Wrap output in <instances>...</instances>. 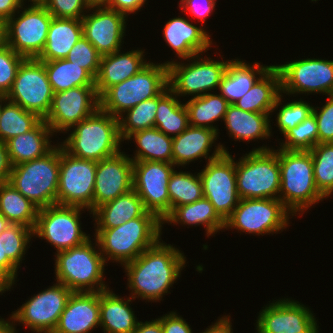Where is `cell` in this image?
Listing matches in <instances>:
<instances>
[{
  "label": "cell",
  "instance_id": "cell-1",
  "mask_svg": "<svg viewBox=\"0 0 333 333\" xmlns=\"http://www.w3.org/2000/svg\"><path fill=\"white\" fill-rule=\"evenodd\" d=\"M185 263V256L179 249L158 241L124 264L132 298L140 296L144 300L159 301L180 277Z\"/></svg>",
  "mask_w": 333,
  "mask_h": 333
},
{
  "label": "cell",
  "instance_id": "cell-2",
  "mask_svg": "<svg viewBox=\"0 0 333 333\" xmlns=\"http://www.w3.org/2000/svg\"><path fill=\"white\" fill-rule=\"evenodd\" d=\"M162 225L154 213L147 211L142 217L124 222L118 227L96 228L95 245L105 262L109 259L124 265L161 240Z\"/></svg>",
  "mask_w": 333,
  "mask_h": 333
},
{
  "label": "cell",
  "instance_id": "cell-3",
  "mask_svg": "<svg viewBox=\"0 0 333 333\" xmlns=\"http://www.w3.org/2000/svg\"><path fill=\"white\" fill-rule=\"evenodd\" d=\"M72 128L69 137L60 145L76 158L98 162L121 151L119 120L100 108Z\"/></svg>",
  "mask_w": 333,
  "mask_h": 333
},
{
  "label": "cell",
  "instance_id": "cell-4",
  "mask_svg": "<svg viewBox=\"0 0 333 333\" xmlns=\"http://www.w3.org/2000/svg\"><path fill=\"white\" fill-rule=\"evenodd\" d=\"M275 151L280 167L279 199L291 215L303 212L325 198L315 185L310 151L281 148Z\"/></svg>",
  "mask_w": 333,
  "mask_h": 333
},
{
  "label": "cell",
  "instance_id": "cell-5",
  "mask_svg": "<svg viewBox=\"0 0 333 333\" xmlns=\"http://www.w3.org/2000/svg\"><path fill=\"white\" fill-rule=\"evenodd\" d=\"M60 144L39 159L12 166L8 182L39 209L56 204Z\"/></svg>",
  "mask_w": 333,
  "mask_h": 333
},
{
  "label": "cell",
  "instance_id": "cell-6",
  "mask_svg": "<svg viewBox=\"0 0 333 333\" xmlns=\"http://www.w3.org/2000/svg\"><path fill=\"white\" fill-rule=\"evenodd\" d=\"M168 87L167 64H148L129 79L108 88L99 97V108L114 117L142 101L161 94Z\"/></svg>",
  "mask_w": 333,
  "mask_h": 333
},
{
  "label": "cell",
  "instance_id": "cell-7",
  "mask_svg": "<svg viewBox=\"0 0 333 333\" xmlns=\"http://www.w3.org/2000/svg\"><path fill=\"white\" fill-rule=\"evenodd\" d=\"M95 249L88 239L82 245L57 252V282L65 284L73 292H101L108 289L103 281L106 262L98 252L100 250Z\"/></svg>",
  "mask_w": 333,
  "mask_h": 333
},
{
  "label": "cell",
  "instance_id": "cell-8",
  "mask_svg": "<svg viewBox=\"0 0 333 333\" xmlns=\"http://www.w3.org/2000/svg\"><path fill=\"white\" fill-rule=\"evenodd\" d=\"M236 181L241 199H279L280 167L277 152L262 146L242 156L236 162Z\"/></svg>",
  "mask_w": 333,
  "mask_h": 333
},
{
  "label": "cell",
  "instance_id": "cell-9",
  "mask_svg": "<svg viewBox=\"0 0 333 333\" xmlns=\"http://www.w3.org/2000/svg\"><path fill=\"white\" fill-rule=\"evenodd\" d=\"M22 13L14 14L5 22V43L25 59L38 58L43 51L53 16L43 4L21 7Z\"/></svg>",
  "mask_w": 333,
  "mask_h": 333
},
{
  "label": "cell",
  "instance_id": "cell-10",
  "mask_svg": "<svg viewBox=\"0 0 333 333\" xmlns=\"http://www.w3.org/2000/svg\"><path fill=\"white\" fill-rule=\"evenodd\" d=\"M53 94L44 63L32 58L24 59L20 64L6 98L44 120L50 111Z\"/></svg>",
  "mask_w": 333,
  "mask_h": 333
},
{
  "label": "cell",
  "instance_id": "cell-11",
  "mask_svg": "<svg viewBox=\"0 0 333 333\" xmlns=\"http://www.w3.org/2000/svg\"><path fill=\"white\" fill-rule=\"evenodd\" d=\"M199 56L201 55L193 56V61L189 64L174 60L165 62L168 69V87L177 97L194 94L193 97H199L207 94V91L219 88L230 60L217 61Z\"/></svg>",
  "mask_w": 333,
  "mask_h": 333
},
{
  "label": "cell",
  "instance_id": "cell-12",
  "mask_svg": "<svg viewBox=\"0 0 333 333\" xmlns=\"http://www.w3.org/2000/svg\"><path fill=\"white\" fill-rule=\"evenodd\" d=\"M290 213L280 199H240L225 220V229L234 228L259 236L276 233L287 227Z\"/></svg>",
  "mask_w": 333,
  "mask_h": 333
},
{
  "label": "cell",
  "instance_id": "cell-13",
  "mask_svg": "<svg viewBox=\"0 0 333 333\" xmlns=\"http://www.w3.org/2000/svg\"><path fill=\"white\" fill-rule=\"evenodd\" d=\"M84 209L60 204L40 208L33 235L47 240L56 252L82 245L91 239L81 230L80 211Z\"/></svg>",
  "mask_w": 333,
  "mask_h": 333
},
{
  "label": "cell",
  "instance_id": "cell-14",
  "mask_svg": "<svg viewBox=\"0 0 333 333\" xmlns=\"http://www.w3.org/2000/svg\"><path fill=\"white\" fill-rule=\"evenodd\" d=\"M96 170L97 161L76 158L60 145L56 204L80 206L92 214Z\"/></svg>",
  "mask_w": 333,
  "mask_h": 333
},
{
  "label": "cell",
  "instance_id": "cell-15",
  "mask_svg": "<svg viewBox=\"0 0 333 333\" xmlns=\"http://www.w3.org/2000/svg\"><path fill=\"white\" fill-rule=\"evenodd\" d=\"M199 176L204 197L225 221L241 199L237 191L236 162L232 155L223 153L220 157L208 161Z\"/></svg>",
  "mask_w": 333,
  "mask_h": 333
},
{
  "label": "cell",
  "instance_id": "cell-16",
  "mask_svg": "<svg viewBox=\"0 0 333 333\" xmlns=\"http://www.w3.org/2000/svg\"><path fill=\"white\" fill-rule=\"evenodd\" d=\"M72 293L65 284L57 282L28 299L10 319L36 333H52Z\"/></svg>",
  "mask_w": 333,
  "mask_h": 333
},
{
  "label": "cell",
  "instance_id": "cell-17",
  "mask_svg": "<svg viewBox=\"0 0 333 333\" xmlns=\"http://www.w3.org/2000/svg\"><path fill=\"white\" fill-rule=\"evenodd\" d=\"M173 163L133 161V189L143 201L147 211L161 221L170 213L168 182Z\"/></svg>",
  "mask_w": 333,
  "mask_h": 333
},
{
  "label": "cell",
  "instance_id": "cell-18",
  "mask_svg": "<svg viewBox=\"0 0 333 333\" xmlns=\"http://www.w3.org/2000/svg\"><path fill=\"white\" fill-rule=\"evenodd\" d=\"M275 66L281 75V93L333 95V61L308 58Z\"/></svg>",
  "mask_w": 333,
  "mask_h": 333
},
{
  "label": "cell",
  "instance_id": "cell-19",
  "mask_svg": "<svg viewBox=\"0 0 333 333\" xmlns=\"http://www.w3.org/2000/svg\"><path fill=\"white\" fill-rule=\"evenodd\" d=\"M99 108L95 86L74 87L53 94L50 111L44 121L54 132L69 131Z\"/></svg>",
  "mask_w": 333,
  "mask_h": 333
},
{
  "label": "cell",
  "instance_id": "cell-20",
  "mask_svg": "<svg viewBox=\"0 0 333 333\" xmlns=\"http://www.w3.org/2000/svg\"><path fill=\"white\" fill-rule=\"evenodd\" d=\"M275 301L260 311L258 333H319L315 317L304 304L288 298Z\"/></svg>",
  "mask_w": 333,
  "mask_h": 333
},
{
  "label": "cell",
  "instance_id": "cell-21",
  "mask_svg": "<svg viewBox=\"0 0 333 333\" xmlns=\"http://www.w3.org/2000/svg\"><path fill=\"white\" fill-rule=\"evenodd\" d=\"M90 9L94 12L82 18L83 36L102 56L122 49L127 15L105 5L91 6Z\"/></svg>",
  "mask_w": 333,
  "mask_h": 333
},
{
  "label": "cell",
  "instance_id": "cell-22",
  "mask_svg": "<svg viewBox=\"0 0 333 333\" xmlns=\"http://www.w3.org/2000/svg\"><path fill=\"white\" fill-rule=\"evenodd\" d=\"M133 189V161L123 152L97 162L93 211Z\"/></svg>",
  "mask_w": 333,
  "mask_h": 333
},
{
  "label": "cell",
  "instance_id": "cell-23",
  "mask_svg": "<svg viewBox=\"0 0 333 333\" xmlns=\"http://www.w3.org/2000/svg\"><path fill=\"white\" fill-rule=\"evenodd\" d=\"M99 326V292H73L52 333H89Z\"/></svg>",
  "mask_w": 333,
  "mask_h": 333
},
{
  "label": "cell",
  "instance_id": "cell-24",
  "mask_svg": "<svg viewBox=\"0 0 333 333\" xmlns=\"http://www.w3.org/2000/svg\"><path fill=\"white\" fill-rule=\"evenodd\" d=\"M218 133L210 128L188 126L185 131L173 136L172 163L175 166L189 165V162L205 158L211 161L220 157L227 149L221 144L215 148L214 153L209 155L210 148L215 143ZM209 155V156H208ZM201 157V158H200Z\"/></svg>",
  "mask_w": 333,
  "mask_h": 333
},
{
  "label": "cell",
  "instance_id": "cell-25",
  "mask_svg": "<svg viewBox=\"0 0 333 333\" xmlns=\"http://www.w3.org/2000/svg\"><path fill=\"white\" fill-rule=\"evenodd\" d=\"M144 51L132 50L122 53L121 49L101 57L100 67L95 78V88L100 97L108 88L119 84L137 74L148 63Z\"/></svg>",
  "mask_w": 333,
  "mask_h": 333
},
{
  "label": "cell",
  "instance_id": "cell-26",
  "mask_svg": "<svg viewBox=\"0 0 333 333\" xmlns=\"http://www.w3.org/2000/svg\"><path fill=\"white\" fill-rule=\"evenodd\" d=\"M167 45L182 60H191L193 56L206 52L212 44L209 33L192 24L184 17L169 20L163 30Z\"/></svg>",
  "mask_w": 333,
  "mask_h": 333
},
{
  "label": "cell",
  "instance_id": "cell-27",
  "mask_svg": "<svg viewBox=\"0 0 333 333\" xmlns=\"http://www.w3.org/2000/svg\"><path fill=\"white\" fill-rule=\"evenodd\" d=\"M281 75L272 65L234 105L247 112L270 113L281 104Z\"/></svg>",
  "mask_w": 333,
  "mask_h": 333
},
{
  "label": "cell",
  "instance_id": "cell-28",
  "mask_svg": "<svg viewBox=\"0 0 333 333\" xmlns=\"http://www.w3.org/2000/svg\"><path fill=\"white\" fill-rule=\"evenodd\" d=\"M53 135L51 128L41 120L32 130L15 136L5 142L12 166L39 159L49 153L55 146L49 141Z\"/></svg>",
  "mask_w": 333,
  "mask_h": 333
},
{
  "label": "cell",
  "instance_id": "cell-29",
  "mask_svg": "<svg viewBox=\"0 0 333 333\" xmlns=\"http://www.w3.org/2000/svg\"><path fill=\"white\" fill-rule=\"evenodd\" d=\"M123 299L109 287L99 292L100 326L104 333H133L136 329L139 322L129 305L132 297Z\"/></svg>",
  "mask_w": 333,
  "mask_h": 333
},
{
  "label": "cell",
  "instance_id": "cell-30",
  "mask_svg": "<svg viewBox=\"0 0 333 333\" xmlns=\"http://www.w3.org/2000/svg\"><path fill=\"white\" fill-rule=\"evenodd\" d=\"M82 36V19L53 17L45 47L37 59L42 62L65 59Z\"/></svg>",
  "mask_w": 333,
  "mask_h": 333
},
{
  "label": "cell",
  "instance_id": "cell-31",
  "mask_svg": "<svg viewBox=\"0 0 333 333\" xmlns=\"http://www.w3.org/2000/svg\"><path fill=\"white\" fill-rule=\"evenodd\" d=\"M270 67L271 65L263 66L257 62L250 65L239 59L230 60L219 84L220 95L230 104H234L249 92Z\"/></svg>",
  "mask_w": 333,
  "mask_h": 333
},
{
  "label": "cell",
  "instance_id": "cell-32",
  "mask_svg": "<svg viewBox=\"0 0 333 333\" xmlns=\"http://www.w3.org/2000/svg\"><path fill=\"white\" fill-rule=\"evenodd\" d=\"M269 116L267 113L247 112L230 104L223 121L229 136L237 141H252L258 138L264 140L270 137L272 132Z\"/></svg>",
  "mask_w": 333,
  "mask_h": 333
},
{
  "label": "cell",
  "instance_id": "cell-33",
  "mask_svg": "<svg viewBox=\"0 0 333 333\" xmlns=\"http://www.w3.org/2000/svg\"><path fill=\"white\" fill-rule=\"evenodd\" d=\"M147 210L137 192L132 189L114 200L97 207L93 218L96 228H115L129 220L142 217Z\"/></svg>",
  "mask_w": 333,
  "mask_h": 333
},
{
  "label": "cell",
  "instance_id": "cell-34",
  "mask_svg": "<svg viewBox=\"0 0 333 333\" xmlns=\"http://www.w3.org/2000/svg\"><path fill=\"white\" fill-rule=\"evenodd\" d=\"M165 222L192 226L201 224L205 227L207 237L221 229H225V221L218 215L211 202L205 197L193 203L175 207L162 220V224Z\"/></svg>",
  "mask_w": 333,
  "mask_h": 333
},
{
  "label": "cell",
  "instance_id": "cell-35",
  "mask_svg": "<svg viewBox=\"0 0 333 333\" xmlns=\"http://www.w3.org/2000/svg\"><path fill=\"white\" fill-rule=\"evenodd\" d=\"M175 96V97H174ZM167 87L158 95V107L154 127L173 137L181 134L189 126L185 104Z\"/></svg>",
  "mask_w": 333,
  "mask_h": 333
},
{
  "label": "cell",
  "instance_id": "cell-36",
  "mask_svg": "<svg viewBox=\"0 0 333 333\" xmlns=\"http://www.w3.org/2000/svg\"><path fill=\"white\" fill-rule=\"evenodd\" d=\"M135 140L138 145L132 161H157L172 163L173 137L157 128L136 131L127 140Z\"/></svg>",
  "mask_w": 333,
  "mask_h": 333
},
{
  "label": "cell",
  "instance_id": "cell-37",
  "mask_svg": "<svg viewBox=\"0 0 333 333\" xmlns=\"http://www.w3.org/2000/svg\"><path fill=\"white\" fill-rule=\"evenodd\" d=\"M39 208L9 182L0 183V212L10 222L34 230Z\"/></svg>",
  "mask_w": 333,
  "mask_h": 333
},
{
  "label": "cell",
  "instance_id": "cell-38",
  "mask_svg": "<svg viewBox=\"0 0 333 333\" xmlns=\"http://www.w3.org/2000/svg\"><path fill=\"white\" fill-rule=\"evenodd\" d=\"M230 103L220 94L207 93L203 96L192 97L185 103L188 112L189 125L193 127L210 128L217 133L214 121L224 119Z\"/></svg>",
  "mask_w": 333,
  "mask_h": 333
},
{
  "label": "cell",
  "instance_id": "cell-39",
  "mask_svg": "<svg viewBox=\"0 0 333 333\" xmlns=\"http://www.w3.org/2000/svg\"><path fill=\"white\" fill-rule=\"evenodd\" d=\"M43 63L54 93L74 87L95 86V79L85 69L66 59Z\"/></svg>",
  "mask_w": 333,
  "mask_h": 333
},
{
  "label": "cell",
  "instance_id": "cell-40",
  "mask_svg": "<svg viewBox=\"0 0 333 333\" xmlns=\"http://www.w3.org/2000/svg\"><path fill=\"white\" fill-rule=\"evenodd\" d=\"M4 101L0 115V141L9 139L32 130L42 119L35 113L24 110L20 105Z\"/></svg>",
  "mask_w": 333,
  "mask_h": 333
},
{
  "label": "cell",
  "instance_id": "cell-41",
  "mask_svg": "<svg viewBox=\"0 0 333 333\" xmlns=\"http://www.w3.org/2000/svg\"><path fill=\"white\" fill-rule=\"evenodd\" d=\"M170 212L178 206L198 201L203 194L202 181L199 176L188 172L173 170L168 182Z\"/></svg>",
  "mask_w": 333,
  "mask_h": 333
},
{
  "label": "cell",
  "instance_id": "cell-42",
  "mask_svg": "<svg viewBox=\"0 0 333 333\" xmlns=\"http://www.w3.org/2000/svg\"><path fill=\"white\" fill-rule=\"evenodd\" d=\"M158 96L140 102L136 106L126 110V117L120 116L119 133L121 139L127 138L136 131L154 128Z\"/></svg>",
  "mask_w": 333,
  "mask_h": 333
},
{
  "label": "cell",
  "instance_id": "cell-43",
  "mask_svg": "<svg viewBox=\"0 0 333 333\" xmlns=\"http://www.w3.org/2000/svg\"><path fill=\"white\" fill-rule=\"evenodd\" d=\"M310 153L315 185L326 199L333 194V143H318Z\"/></svg>",
  "mask_w": 333,
  "mask_h": 333
},
{
  "label": "cell",
  "instance_id": "cell-44",
  "mask_svg": "<svg viewBox=\"0 0 333 333\" xmlns=\"http://www.w3.org/2000/svg\"><path fill=\"white\" fill-rule=\"evenodd\" d=\"M33 236V229L17 223L8 224L2 232L3 256H7L18 269Z\"/></svg>",
  "mask_w": 333,
  "mask_h": 333
},
{
  "label": "cell",
  "instance_id": "cell-45",
  "mask_svg": "<svg viewBox=\"0 0 333 333\" xmlns=\"http://www.w3.org/2000/svg\"><path fill=\"white\" fill-rule=\"evenodd\" d=\"M285 142L280 145L281 149L310 151L318 143V127L316 117L310 114L296 127L288 130L285 134Z\"/></svg>",
  "mask_w": 333,
  "mask_h": 333
},
{
  "label": "cell",
  "instance_id": "cell-46",
  "mask_svg": "<svg viewBox=\"0 0 333 333\" xmlns=\"http://www.w3.org/2000/svg\"><path fill=\"white\" fill-rule=\"evenodd\" d=\"M101 57L97 49L82 36L65 59L82 67L95 79L99 72Z\"/></svg>",
  "mask_w": 333,
  "mask_h": 333
},
{
  "label": "cell",
  "instance_id": "cell-47",
  "mask_svg": "<svg viewBox=\"0 0 333 333\" xmlns=\"http://www.w3.org/2000/svg\"><path fill=\"white\" fill-rule=\"evenodd\" d=\"M313 107L306 101H292L279 109L277 113V125L281 134H285L288 130L296 127L299 123L305 120L312 114Z\"/></svg>",
  "mask_w": 333,
  "mask_h": 333
},
{
  "label": "cell",
  "instance_id": "cell-48",
  "mask_svg": "<svg viewBox=\"0 0 333 333\" xmlns=\"http://www.w3.org/2000/svg\"><path fill=\"white\" fill-rule=\"evenodd\" d=\"M24 59L6 43L0 47V94L7 95L11 90L17 70Z\"/></svg>",
  "mask_w": 333,
  "mask_h": 333
},
{
  "label": "cell",
  "instance_id": "cell-49",
  "mask_svg": "<svg viewBox=\"0 0 333 333\" xmlns=\"http://www.w3.org/2000/svg\"><path fill=\"white\" fill-rule=\"evenodd\" d=\"M43 5L53 17L68 19H82L92 6L88 0H46Z\"/></svg>",
  "mask_w": 333,
  "mask_h": 333
},
{
  "label": "cell",
  "instance_id": "cell-50",
  "mask_svg": "<svg viewBox=\"0 0 333 333\" xmlns=\"http://www.w3.org/2000/svg\"><path fill=\"white\" fill-rule=\"evenodd\" d=\"M312 113L316 117L319 143H333V95L319 112L313 106Z\"/></svg>",
  "mask_w": 333,
  "mask_h": 333
},
{
  "label": "cell",
  "instance_id": "cell-51",
  "mask_svg": "<svg viewBox=\"0 0 333 333\" xmlns=\"http://www.w3.org/2000/svg\"><path fill=\"white\" fill-rule=\"evenodd\" d=\"M216 0H180V8L183 12H190L198 20L205 22L215 8ZM185 10V11H184Z\"/></svg>",
  "mask_w": 333,
  "mask_h": 333
},
{
  "label": "cell",
  "instance_id": "cell-52",
  "mask_svg": "<svg viewBox=\"0 0 333 333\" xmlns=\"http://www.w3.org/2000/svg\"><path fill=\"white\" fill-rule=\"evenodd\" d=\"M158 319L161 321L163 333H192L188 323L176 312H170Z\"/></svg>",
  "mask_w": 333,
  "mask_h": 333
},
{
  "label": "cell",
  "instance_id": "cell-53",
  "mask_svg": "<svg viewBox=\"0 0 333 333\" xmlns=\"http://www.w3.org/2000/svg\"><path fill=\"white\" fill-rule=\"evenodd\" d=\"M145 2L146 0H110L105 6L128 16L140 10Z\"/></svg>",
  "mask_w": 333,
  "mask_h": 333
},
{
  "label": "cell",
  "instance_id": "cell-54",
  "mask_svg": "<svg viewBox=\"0 0 333 333\" xmlns=\"http://www.w3.org/2000/svg\"><path fill=\"white\" fill-rule=\"evenodd\" d=\"M11 169L6 144L0 141V183L8 182Z\"/></svg>",
  "mask_w": 333,
  "mask_h": 333
},
{
  "label": "cell",
  "instance_id": "cell-55",
  "mask_svg": "<svg viewBox=\"0 0 333 333\" xmlns=\"http://www.w3.org/2000/svg\"><path fill=\"white\" fill-rule=\"evenodd\" d=\"M19 0H0V20L6 22L22 7Z\"/></svg>",
  "mask_w": 333,
  "mask_h": 333
},
{
  "label": "cell",
  "instance_id": "cell-56",
  "mask_svg": "<svg viewBox=\"0 0 333 333\" xmlns=\"http://www.w3.org/2000/svg\"><path fill=\"white\" fill-rule=\"evenodd\" d=\"M231 327L230 317L227 315L218 319L215 324L206 328L205 332L202 333H233Z\"/></svg>",
  "mask_w": 333,
  "mask_h": 333
},
{
  "label": "cell",
  "instance_id": "cell-57",
  "mask_svg": "<svg viewBox=\"0 0 333 333\" xmlns=\"http://www.w3.org/2000/svg\"><path fill=\"white\" fill-rule=\"evenodd\" d=\"M133 333H163L161 321L159 319L145 323L140 321Z\"/></svg>",
  "mask_w": 333,
  "mask_h": 333
},
{
  "label": "cell",
  "instance_id": "cell-58",
  "mask_svg": "<svg viewBox=\"0 0 333 333\" xmlns=\"http://www.w3.org/2000/svg\"><path fill=\"white\" fill-rule=\"evenodd\" d=\"M0 265L15 279L17 278L18 268L8 259L7 256H3L2 246V232L0 233Z\"/></svg>",
  "mask_w": 333,
  "mask_h": 333
},
{
  "label": "cell",
  "instance_id": "cell-59",
  "mask_svg": "<svg viewBox=\"0 0 333 333\" xmlns=\"http://www.w3.org/2000/svg\"><path fill=\"white\" fill-rule=\"evenodd\" d=\"M15 279L0 265V293L11 289Z\"/></svg>",
  "mask_w": 333,
  "mask_h": 333
},
{
  "label": "cell",
  "instance_id": "cell-60",
  "mask_svg": "<svg viewBox=\"0 0 333 333\" xmlns=\"http://www.w3.org/2000/svg\"><path fill=\"white\" fill-rule=\"evenodd\" d=\"M0 333H16L15 325L0 318Z\"/></svg>",
  "mask_w": 333,
  "mask_h": 333
},
{
  "label": "cell",
  "instance_id": "cell-61",
  "mask_svg": "<svg viewBox=\"0 0 333 333\" xmlns=\"http://www.w3.org/2000/svg\"><path fill=\"white\" fill-rule=\"evenodd\" d=\"M5 44V22L0 20V47Z\"/></svg>",
  "mask_w": 333,
  "mask_h": 333
},
{
  "label": "cell",
  "instance_id": "cell-62",
  "mask_svg": "<svg viewBox=\"0 0 333 333\" xmlns=\"http://www.w3.org/2000/svg\"><path fill=\"white\" fill-rule=\"evenodd\" d=\"M8 224H10V222L0 212V233L5 230Z\"/></svg>",
  "mask_w": 333,
  "mask_h": 333
},
{
  "label": "cell",
  "instance_id": "cell-63",
  "mask_svg": "<svg viewBox=\"0 0 333 333\" xmlns=\"http://www.w3.org/2000/svg\"><path fill=\"white\" fill-rule=\"evenodd\" d=\"M92 6L106 5L110 0H88Z\"/></svg>",
  "mask_w": 333,
  "mask_h": 333
},
{
  "label": "cell",
  "instance_id": "cell-64",
  "mask_svg": "<svg viewBox=\"0 0 333 333\" xmlns=\"http://www.w3.org/2000/svg\"><path fill=\"white\" fill-rule=\"evenodd\" d=\"M22 5H24V0H19ZM30 2H32L31 4H44L46 0H29Z\"/></svg>",
  "mask_w": 333,
  "mask_h": 333
},
{
  "label": "cell",
  "instance_id": "cell-65",
  "mask_svg": "<svg viewBox=\"0 0 333 333\" xmlns=\"http://www.w3.org/2000/svg\"><path fill=\"white\" fill-rule=\"evenodd\" d=\"M3 101H8L7 100V98H6V95H2V94H0V115H1V112H2V109H3V104H2V102Z\"/></svg>",
  "mask_w": 333,
  "mask_h": 333
}]
</instances>
